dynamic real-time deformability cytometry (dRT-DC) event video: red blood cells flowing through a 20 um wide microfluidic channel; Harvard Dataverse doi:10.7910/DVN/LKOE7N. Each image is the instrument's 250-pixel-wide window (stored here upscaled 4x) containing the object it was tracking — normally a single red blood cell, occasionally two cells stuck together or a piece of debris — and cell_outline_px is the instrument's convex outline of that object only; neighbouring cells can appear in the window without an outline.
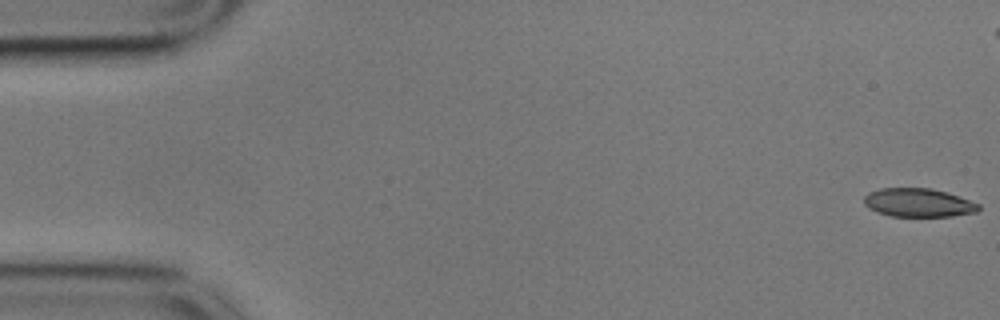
{"species": "common noctule bat (a hibernating species)", "species_latin": "Nyctalus noctula", "temperature_condition": "cold", "stored_images_in_passage": 22, "camera_frame_rate_fps": 3000, "um_per_image_px": 0.085, "animal": {"sex": "male", "body_mass_g": 17.9}, "frame": {"image": 1, "passage_image": 1, "time_ms": 0.0, "image_size_px": [1000, 320], "cell_outline_px": [[980, 208], [976, 212], [952, 216], [892, 216], [876, 212], [868, 208], [864, 204], [864, 196], [868, 192], [880, 188], [932, 188], [948, 192], [980, 204]], "centroid_in_image_um": [78.04, 17.22], "position_along_channel_um": 7.0, "area_um2": 19.19}}